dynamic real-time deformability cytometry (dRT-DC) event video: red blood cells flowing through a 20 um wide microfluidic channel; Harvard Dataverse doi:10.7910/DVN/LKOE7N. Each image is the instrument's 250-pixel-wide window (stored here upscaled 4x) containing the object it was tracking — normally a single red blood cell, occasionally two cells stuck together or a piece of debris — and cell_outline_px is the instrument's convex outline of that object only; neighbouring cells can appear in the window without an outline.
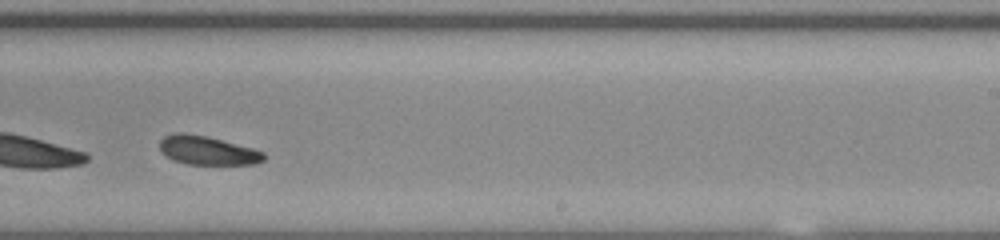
{"species": "common noctule bat (a hibernating species)", "species_latin": "Nyctalus noctula", "temperature_condition": "room temperature", "stored_images_in_passage": 31, "camera_frame_rate_fps": 3000, "um_per_image_px": 0.085, "animal": {"sex": "male", "body_mass_g": 20.0, "forearm_length_mm": 53.3}, "frame": {"image": 1, "passage_image": 22, "time_ms": 7.0, "image_size_px": [1000, 240], "cell_outline_px": [[264, 160], [256, 164], [188, 164], [172, 160], [160, 152], [160, 140], [164, 136], [176, 132], [184, 132], [208, 136], [252, 148], [264, 152]], "centroid_in_image_um": [17.59, 12.78], "position_along_channel_um": 271.4, "area_um2": 17.57}, "authors_computed_cell_mechanics": {"area_um2": 18.7272, "velocity_mm_per_s": 3.7619, "shape_relaxation_time_tau1_ms": 2.5337, "shape_relaxation_time_tau2_ms": null, "deformation_change_tau1": 0.0642, "deformation_change_tau2": null}}